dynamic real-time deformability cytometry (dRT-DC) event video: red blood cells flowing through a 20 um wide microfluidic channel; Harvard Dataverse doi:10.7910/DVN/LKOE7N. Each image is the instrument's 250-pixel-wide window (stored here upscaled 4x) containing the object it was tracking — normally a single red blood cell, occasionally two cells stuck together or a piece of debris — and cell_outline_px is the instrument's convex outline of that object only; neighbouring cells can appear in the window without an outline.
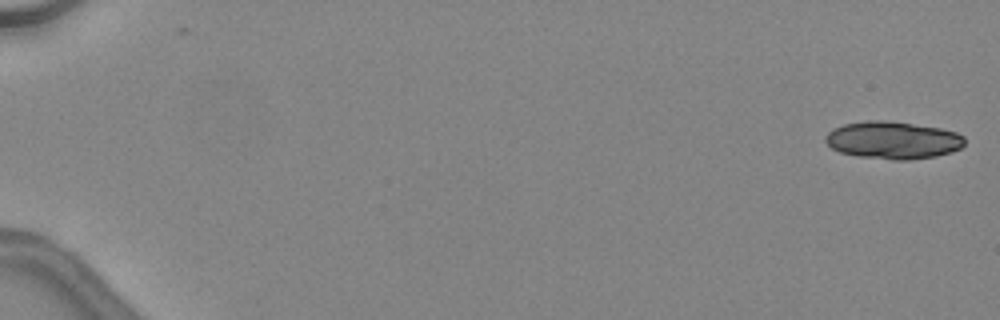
{"species": "common noctule bat (a hibernating species)", "species_latin": "Nyctalus noctula", "temperature_condition": "warm", "stored_images_in_passage": 26, "camera_frame_rate_fps": 3000, "um_per_image_px": 0.085, "animal": {"sex": "female", "body_mass_g": 24.6, "forearm_length_mm": 56.2}, "frame": {"image": 1, "passage_image": 1, "time_ms": 0.0, "image_size_px": [1000, 320], "cell_outline_px": [[964, 144], [960, 148], [952, 152], [936, 156], [908, 160], [892, 160], [856, 156], [840, 152], [832, 148], [824, 140], [824, 136], [832, 128], [844, 124], [864, 120], [884, 120], [940, 128], [956, 132], [964, 136]], "centroid_in_image_um": [75.87, 11.91], "position_along_channel_um": 9.1, "area_um2": 30.58}}
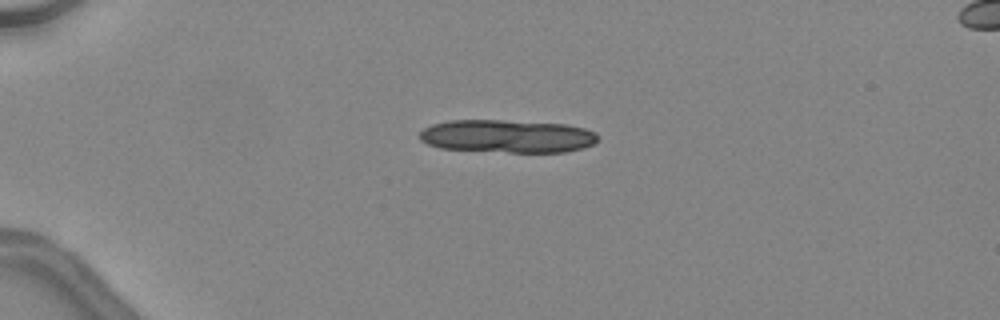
{"frame": {"image": 2, "passage_image": 13, "time_ms": 4.0, "image_size_px": [1000, 320], "cell_outline_px": [[600, 136], [592, 144], [584, 148], [564, 152], [508, 152], [440, 148], [428, 144], [420, 140], [420, 132], [424, 128], [432, 124], [448, 120], [500, 120], [568, 124], [584, 128], [596, 132]], "centroid_in_image_um": [43.14, 11.57], "position_along_channel_um": 41.9, "area_um2": 34.39}}